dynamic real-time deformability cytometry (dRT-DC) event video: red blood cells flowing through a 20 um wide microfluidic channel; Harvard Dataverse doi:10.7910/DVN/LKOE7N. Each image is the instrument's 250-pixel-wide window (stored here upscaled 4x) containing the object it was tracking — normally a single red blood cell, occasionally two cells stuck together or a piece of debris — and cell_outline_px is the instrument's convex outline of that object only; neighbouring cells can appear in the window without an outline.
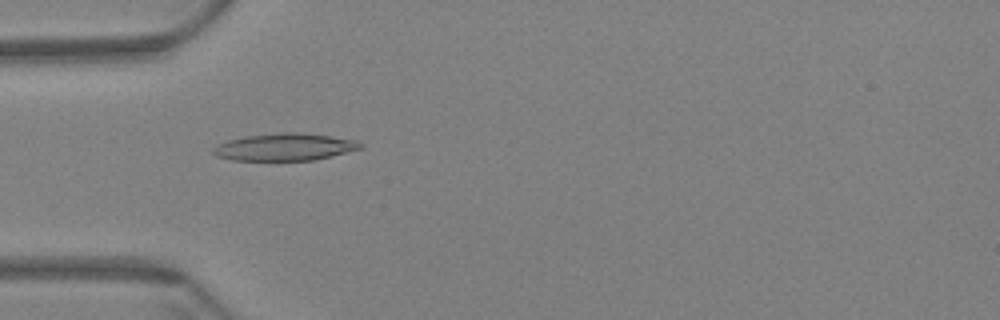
{"species": "Egyptian fruit bat (a non-hibernating species)", "species_latin": "Rousettus aegyptiacus", "temperature_condition": "warm", "stored_images_in_passage": 60, "camera_frame_rate_fps": 3000, "um_per_image_px": 0.085, "animal": {"sex": "female"}, "frame": {"image": 1, "passage_image": 19, "time_ms": 6.0, "image_size_px": [1000, 320], "cell_outline_px": [[364, 148], [312, 160], [232, 160], [216, 156], [212, 152], [212, 148], [228, 140], [244, 136], [276, 132], [296, 132], [328, 136], [356, 140], [364, 144]], "centroid_in_image_um": [24.19, 12.49], "position_along_channel_um": 60.8, "area_um2": 23.29}}
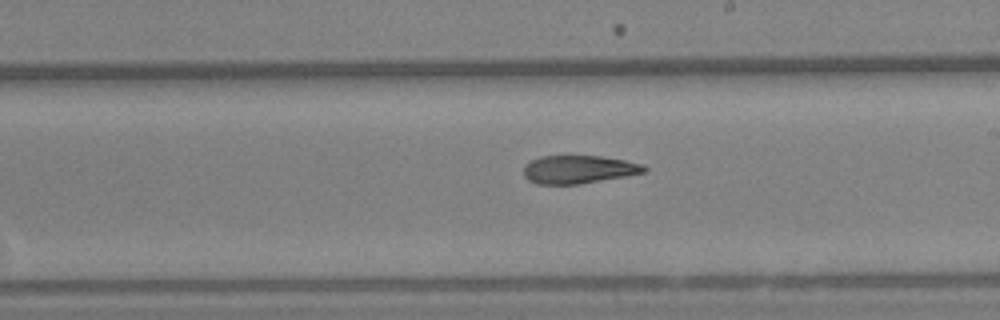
{"frame": {"image": 2, "passage_image": 35, "time_ms": 11.333, "image_size_px": [1000, 320], "cell_outline_px": [[648, 168], [644, 172], [624, 176], [580, 184], [536, 184], [528, 180], [524, 176], [524, 168], [532, 160], [540, 156], [600, 156], [624, 160], [644, 164]], "centroid_in_image_um": [49.18, 14.4], "position_along_channel_um": 239.8, "area_um2": 19.59}}
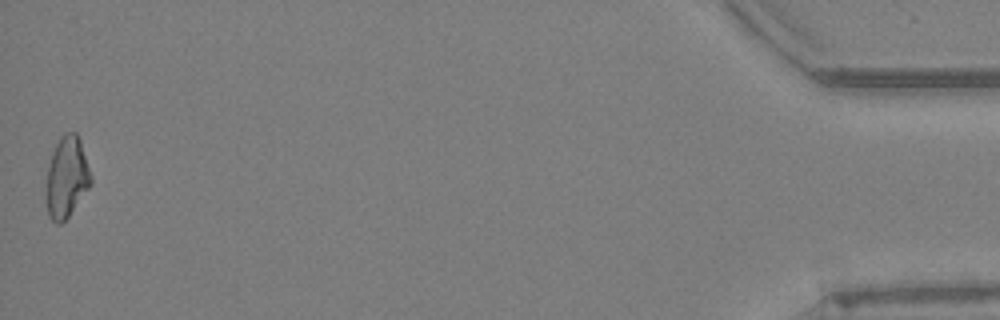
{"frame": {"image": 3, "passage_image": 60, "time_ms": 19.667, "image_size_px": [1000, 320], "cell_outline_px": [[92, 184], [68, 216], [60, 224], [56, 224], [48, 216], [44, 196], [44, 188], [48, 168], [52, 152], [60, 136], [64, 132], [76, 132], [80, 140], [92, 176]], "centroid_in_image_um": [5.64, 15.08], "position_along_channel_um": 429.6, "area_um2": 21.5}, "authors_computed_cell_mechanics": {"area_um2": 21.0392, "velocity_mm_per_s": 3.4104, "shape_relaxation_time_tau1_ms": null, "shape_relaxation_time_tau2_ms": 6.7821, "deformation_change_tau1": null, "deformation_change_tau2": 0.1561}}